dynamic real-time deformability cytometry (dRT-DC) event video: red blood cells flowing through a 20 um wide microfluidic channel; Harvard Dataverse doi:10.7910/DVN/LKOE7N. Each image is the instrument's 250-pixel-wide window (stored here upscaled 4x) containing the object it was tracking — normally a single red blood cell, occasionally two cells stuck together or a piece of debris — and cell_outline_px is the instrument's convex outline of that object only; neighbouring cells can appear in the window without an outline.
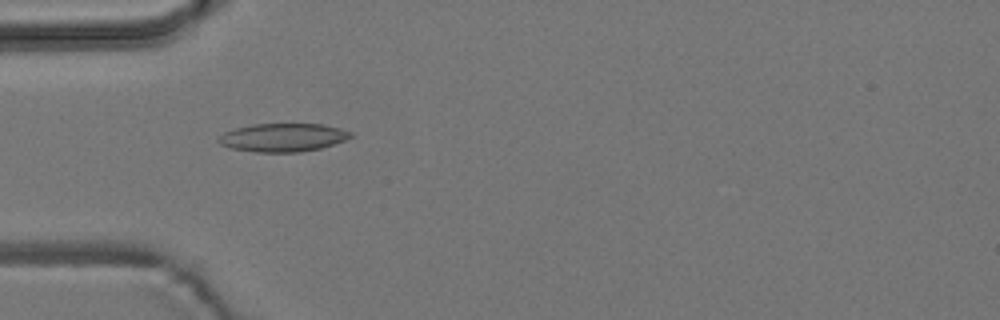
{"species": "common noctule bat (a hibernating species)", "species_latin": "Nyctalus noctula", "temperature_condition": "room temperature", "stored_images_in_passage": 6, "camera_frame_rate_fps": 3000, "um_per_image_px": 0.085, "animal": {"sex": "male", "body_mass_g": 19.2, "forearm_length_mm": 51.8}, "frame": {"image": 1, "passage_image": 5, "time_ms": 4.667, "image_size_px": [1000, 320], "cell_outline_px": [[352, 136], [344, 140], [320, 148], [300, 152], [256, 152], [232, 148], [220, 144], [216, 140], [224, 132], [236, 128], [252, 124], [324, 124], [340, 128], [352, 132]], "centroid_in_image_um": [24.04, 11.68], "position_along_channel_um": 61.0, "area_um2": 21.68}}
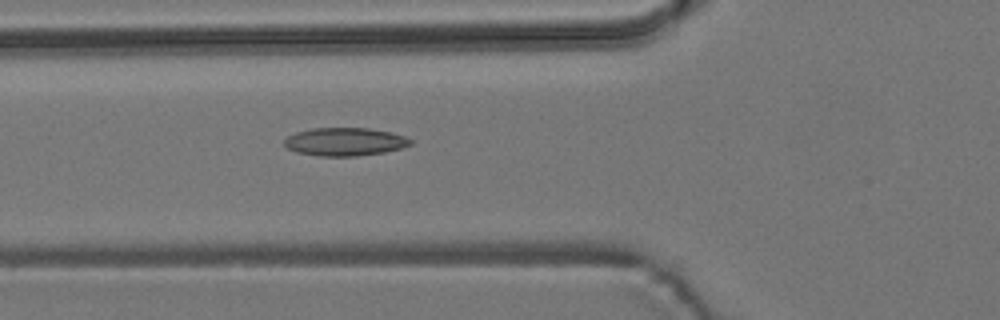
{"frame": {"image": 2, "passage_image": 6, "time_ms": 5.667, "image_size_px": [1000, 320], "cell_outline_px": [[412, 144], [400, 148], [384, 152], [356, 156], [320, 156], [296, 152], [288, 148], [284, 144], [284, 140], [288, 136], [296, 132], [312, 128], [368, 128], [392, 132], [404, 136], [412, 140]], "centroid_in_image_um": [29.31, 12.04], "position_along_channel_um": 96.5, "area_um2": 20.63}}